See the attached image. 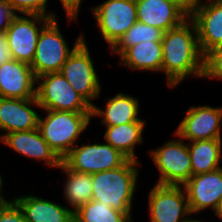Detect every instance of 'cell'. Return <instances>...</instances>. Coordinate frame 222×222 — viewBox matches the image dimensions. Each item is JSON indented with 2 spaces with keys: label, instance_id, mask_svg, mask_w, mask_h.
Instances as JSON below:
<instances>
[{
  "label": "cell",
  "instance_id": "obj_33",
  "mask_svg": "<svg viewBox=\"0 0 222 222\" xmlns=\"http://www.w3.org/2000/svg\"><path fill=\"white\" fill-rule=\"evenodd\" d=\"M176 3L180 8H182L188 15H190L200 0H171Z\"/></svg>",
  "mask_w": 222,
  "mask_h": 222
},
{
  "label": "cell",
  "instance_id": "obj_16",
  "mask_svg": "<svg viewBox=\"0 0 222 222\" xmlns=\"http://www.w3.org/2000/svg\"><path fill=\"white\" fill-rule=\"evenodd\" d=\"M36 77L30 64L10 59L0 65V97L29 99L36 97Z\"/></svg>",
  "mask_w": 222,
  "mask_h": 222
},
{
  "label": "cell",
  "instance_id": "obj_5",
  "mask_svg": "<svg viewBox=\"0 0 222 222\" xmlns=\"http://www.w3.org/2000/svg\"><path fill=\"white\" fill-rule=\"evenodd\" d=\"M36 99L41 110L91 112L92 106L68 83L61 72L36 78Z\"/></svg>",
  "mask_w": 222,
  "mask_h": 222
},
{
  "label": "cell",
  "instance_id": "obj_19",
  "mask_svg": "<svg viewBox=\"0 0 222 222\" xmlns=\"http://www.w3.org/2000/svg\"><path fill=\"white\" fill-rule=\"evenodd\" d=\"M21 209L28 222H74L71 208L35 195L12 199Z\"/></svg>",
  "mask_w": 222,
  "mask_h": 222
},
{
  "label": "cell",
  "instance_id": "obj_26",
  "mask_svg": "<svg viewBox=\"0 0 222 222\" xmlns=\"http://www.w3.org/2000/svg\"><path fill=\"white\" fill-rule=\"evenodd\" d=\"M163 31L147 24L136 22L109 50L120 56L127 48L145 41H162Z\"/></svg>",
  "mask_w": 222,
  "mask_h": 222
},
{
  "label": "cell",
  "instance_id": "obj_25",
  "mask_svg": "<svg viewBox=\"0 0 222 222\" xmlns=\"http://www.w3.org/2000/svg\"><path fill=\"white\" fill-rule=\"evenodd\" d=\"M124 213L100 201H89L74 212V222H133Z\"/></svg>",
  "mask_w": 222,
  "mask_h": 222
},
{
  "label": "cell",
  "instance_id": "obj_10",
  "mask_svg": "<svg viewBox=\"0 0 222 222\" xmlns=\"http://www.w3.org/2000/svg\"><path fill=\"white\" fill-rule=\"evenodd\" d=\"M76 144L62 160L71 170L94 174L123 166L129 158L107 143Z\"/></svg>",
  "mask_w": 222,
  "mask_h": 222
},
{
  "label": "cell",
  "instance_id": "obj_20",
  "mask_svg": "<svg viewBox=\"0 0 222 222\" xmlns=\"http://www.w3.org/2000/svg\"><path fill=\"white\" fill-rule=\"evenodd\" d=\"M107 104L105 108L96 106L91 108V118L102 117L101 124L103 126H117L130 122H146L140 119L139 101L132 95L119 92L113 98H106Z\"/></svg>",
  "mask_w": 222,
  "mask_h": 222
},
{
  "label": "cell",
  "instance_id": "obj_7",
  "mask_svg": "<svg viewBox=\"0 0 222 222\" xmlns=\"http://www.w3.org/2000/svg\"><path fill=\"white\" fill-rule=\"evenodd\" d=\"M51 20L37 14H14L4 31L12 59L31 64L39 34Z\"/></svg>",
  "mask_w": 222,
  "mask_h": 222
},
{
  "label": "cell",
  "instance_id": "obj_29",
  "mask_svg": "<svg viewBox=\"0 0 222 222\" xmlns=\"http://www.w3.org/2000/svg\"><path fill=\"white\" fill-rule=\"evenodd\" d=\"M0 222H28L19 206L11 199L0 206Z\"/></svg>",
  "mask_w": 222,
  "mask_h": 222
},
{
  "label": "cell",
  "instance_id": "obj_6",
  "mask_svg": "<svg viewBox=\"0 0 222 222\" xmlns=\"http://www.w3.org/2000/svg\"><path fill=\"white\" fill-rule=\"evenodd\" d=\"M157 149L149 150L152 162L160 175L155 184L183 186L192 176V167L187 143L178 135Z\"/></svg>",
  "mask_w": 222,
  "mask_h": 222
},
{
  "label": "cell",
  "instance_id": "obj_31",
  "mask_svg": "<svg viewBox=\"0 0 222 222\" xmlns=\"http://www.w3.org/2000/svg\"><path fill=\"white\" fill-rule=\"evenodd\" d=\"M14 13L9 8L6 0H0V32H4Z\"/></svg>",
  "mask_w": 222,
  "mask_h": 222
},
{
  "label": "cell",
  "instance_id": "obj_2",
  "mask_svg": "<svg viewBox=\"0 0 222 222\" xmlns=\"http://www.w3.org/2000/svg\"><path fill=\"white\" fill-rule=\"evenodd\" d=\"M140 161L129 159L123 166L92 174V199L103 202L130 219Z\"/></svg>",
  "mask_w": 222,
  "mask_h": 222
},
{
  "label": "cell",
  "instance_id": "obj_13",
  "mask_svg": "<svg viewBox=\"0 0 222 222\" xmlns=\"http://www.w3.org/2000/svg\"><path fill=\"white\" fill-rule=\"evenodd\" d=\"M204 2L200 0L189 15L195 23L198 45L203 56L214 48L222 47V0Z\"/></svg>",
  "mask_w": 222,
  "mask_h": 222
},
{
  "label": "cell",
  "instance_id": "obj_4",
  "mask_svg": "<svg viewBox=\"0 0 222 222\" xmlns=\"http://www.w3.org/2000/svg\"><path fill=\"white\" fill-rule=\"evenodd\" d=\"M57 21L56 18L52 19L39 34L35 56L30 64L36 78L46 73L60 72L69 55L85 39L82 32L70 50Z\"/></svg>",
  "mask_w": 222,
  "mask_h": 222
},
{
  "label": "cell",
  "instance_id": "obj_32",
  "mask_svg": "<svg viewBox=\"0 0 222 222\" xmlns=\"http://www.w3.org/2000/svg\"><path fill=\"white\" fill-rule=\"evenodd\" d=\"M12 59L10 50L7 45L5 32H0V65Z\"/></svg>",
  "mask_w": 222,
  "mask_h": 222
},
{
  "label": "cell",
  "instance_id": "obj_35",
  "mask_svg": "<svg viewBox=\"0 0 222 222\" xmlns=\"http://www.w3.org/2000/svg\"><path fill=\"white\" fill-rule=\"evenodd\" d=\"M214 213L220 220H222V200L219 202Z\"/></svg>",
  "mask_w": 222,
  "mask_h": 222
},
{
  "label": "cell",
  "instance_id": "obj_23",
  "mask_svg": "<svg viewBox=\"0 0 222 222\" xmlns=\"http://www.w3.org/2000/svg\"><path fill=\"white\" fill-rule=\"evenodd\" d=\"M192 176L214 171L221 167L222 139L188 142Z\"/></svg>",
  "mask_w": 222,
  "mask_h": 222
},
{
  "label": "cell",
  "instance_id": "obj_17",
  "mask_svg": "<svg viewBox=\"0 0 222 222\" xmlns=\"http://www.w3.org/2000/svg\"><path fill=\"white\" fill-rule=\"evenodd\" d=\"M138 22L163 32L180 26L189 15L171 0H135Z\"/></svg>",
  "mask_w": 222,
  "mask_h": 222
},
{
  "label": "cell",
  "instance_id": "obj_21",
  "mask_svg": "<svg viewBox=\"0 0 222 222\" xmlns=\"http://www.w3.org/2000/svg\"><path fill=\"white\" fill-rule=\"evenodd\" d=\"M120 65L144 72H161L162 42L145 41L127 48L120 56Z\"/></svg>",
  "mask_w": 222,
  "mask_h": 222
},
{
  "label": "cell",
  "instance_id": "obj_14",
  "mask_svg": "<svg viewBox=\"0 0 222 222\" xmlns=\"http://www.w3.org/2000/svg\"><path fill=\"white\" fill-rule=\"evenodd\" d=\"M192 215L208 208L216 210L222 200V167L207 173L191 176L183 185Z\"/></svg>",
  "mask_w": 222,
  "mask_h": 222
},
{
  "label": "cell",
  "instance_id": "obj_1",
  "mask_svg": "<svg viewBox=\"0 0 222 222\" xmlns=\"http://www.w3.org/2000/svg\"><path fill=\"white\" fill-rule=\"evenodd\" d=\"M162 67L169 88H176L189 76H203V54L198 45L195 23L188 18L180 26L163 33Z\"/></svg>",
  "mask_w": 222,
  "mask_h": 222
},
{
  "label": "cell",
  "instance_id": "obj_3",
  "mask_svg": "<svg viewBox=\"0 0 222 222\" xmlns=\"http://www.w3.org/2000/svg\"><path fill=\"white\" fill-rule=\"evenodd\" d=\"M43 111L46 116L41 118L39 115L38 129L51 149L63 160L88 128L91 112Z\"/></svg>",
  "mask_w": 222,
  "mask_h": 222
},
{
  "label": "cell",
  "instance_id": "obj_28",
  "mask_svg": "<svg viewBox=\"0 0 222 222\" xmlns=\"http://www.w3.org/2000/svg\"><path fill=\"white\" fill-rule=\"evenodd\" d=\"M202 78L222 80V47L214 48L204 55Z\"/></svg>",
  "mask_w": 222,
  "mask_h": 222
},
{
  "label": "cell",
  "instance_id": "obj_11",
  "mask_svg": "<svg viewBox=\"0 0 222 222\" xmlns=\"http://www.w3.org/2000/svg\"><path fill=\"white\" fill-rule=\"evenodd\" d=\"M148 200L150 222H183L192 216L183 186L154 184Z\"/></svg>",
  "mask_w": 222,
  "mask_h": 222
},
{
  "label": "cell",
  "instance_id": "obj_24",
  "mask_svg": "<svg viewBox=\"0 0 222 222\" xmlns=\"http://www.w3.org/2000/svg\"><path fill=\"white\" fill-rule=\"evenodd\" d=\"M58 169L67 176L63 195L70 207L73 206L71 210L75 212L92 199V174L71 170L63 161Z\"/></svg>",
  "mask_w": 222,
  "mask_h": 222
},
{
  "label": "cell",
  "instance_id": "obj_34",
  "mask_svg": "<svg viewBox=\"0 0 222 222\" xmlns=\"http://www.w3.org/2000/svg\"><path fill=\"white\" fill-rule=\"evenodd\" d=\"M2 175H0V206L4 205L6 202L9 201V199H5L1 194L2 193V188H3V179L1 177Z\"/></svg>",
  "mask_w": 222,
  "mask_h": 222
},
{
  "label": "cell",
  "instance_id": "obj_8",
  "mask_svg": "<svg viewBox=\"0 0 222 222\" xmlns=\"http://www.w3.org/2000/svg\"><path fill=\"white\" fill-rule=\"evenodd\" d=\"M87 46L84 39L69 55L60 72L75 91L93 106L92 101L99 98L102 85Z\"/></svg>",
  "mask_w": 222,
  "mask_h": 222
},
{
  "label": "cell",
  "instance_id": "obj_36",
  "mask_svg": "<svg viewBox=\"0 0 222 222\" xmlns=\"http://www.w3.org/2000/svg\"><path fill=\"white\" fill-rule=\"evenodd\" d=\"M183 222H203V221H201V220H199L198 218L197 219H193V218H187L186 220H184Z\"/></svg>",
  "mask_w": 222,
  "mask_h": 222
},
{
  "label": "cell",
  "instance_id": "obj_30",
  "mask_svg": "<svg viewBox=\"0 0 222 222\" xmlns=\"http://www.w3.org/2000/svg\"><path fill=\"white\" fill-rule=\"evenodd\" d=\"M60 2L66 13L68 22L77 20L82 0H60Z\"/></svg>",
  "mask_w": 222,
  "mask_h": 222
},
{
  "label": "cell",
  "instance_id": "obj_15",
  "mask_svg": "<svg viewBox=\"0 0 222 222\" xmlns=\"http://www.w3.org/2000/svg\"><path fill=\"white\" fill-rule=\"evenodd\" d=\"M1 142L13 151L37 161H43L48 167L59 168L62 160L43 139L38 128L1 134Z\"/></svg>",
  "mask_w": 222,
  "mask_h": 222
},
{
  "label": "cell",
  "instance_id": "obj_9",
  "mask_svg": "<svg viewBox=\"0 0 222 222\" xmlns=\"http://www.w3.org/2000/svg\"><path fill=\"white\" fill-rule=\"evenodd\" d=\"M91 11L109 49L138 21L135 0H106Z\"/></svg>",
  "mask_w": 222,
  "mask_h": 222
},
{
  "label": "cell",
  "instance_id": "obj_27",
  "mask_svg": "<svg viewBox=\"0 0 222 222\" xmlns=\"http://www.w3.org/2000/svg\"><path fill=\"white\" fill-rule=\"evenodd\" d=\"M14 14H37L52 19L56 18L54 12H47L48 0H6Z\"/></svg>",
  "mask_w": 222,
  "mask_h": 222
},
{
  "label": "cell",
  "instance_id": "obj_12",
  "mask_svg": "<svg viewBox=\"0 0 222 222\" xmlns=\"http://www.w3.org/2000/svg\"><path fill=\"white\" fill-rule=\"evenodd\" d=\"M174 132L181 139L196 140L221 139L222 107L208 105L191 106L187 109Z\"/></svg>",
  "mask_w": 222,
  "mask_h": 222
},
{
  "label": "cell",
  "instance_id": "obj_18",
  "mask_svg": "<svg viewBox=\"0 0 222 222\" xmlns=\"http://www.w3.org/2000/svg\"><path fill=\"white\" fill-rule=\"evenodd\" d=\"M40 105L36 97L29 99L0 97V130L4 134L38 128V113L32 108Z\"/></svg>",
  "mask_w": 222,
  "mask_h": 222
},
{
  "label": "cell",
  "instance_id": "obj_22",
  "mask_svg": "<svg viewBox=\"0 0 222 222\" xmlns=\"http://www.w3.org/2000/svg\"><path fill=\"white\" fill-rule=\"evenodd\" d=\"M145 122H130L117 126L106 127L103 139L105 143L121 151L131 160L140 161L136 158V145L143 144L142 134L145 128Z\"/></svg>",
  "mask_w": 222,
  "mask_h": 222
}]
</instances>
